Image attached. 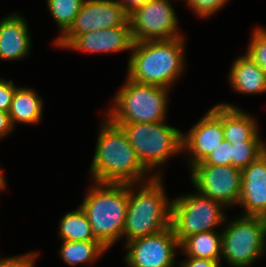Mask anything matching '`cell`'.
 <instances>
[{
	"label": "cell",
	"mask_w": 266,
	"mask_h": 267,
	"mask_svg": "<svg viewBox=\"0 0 266 267\" xmlns=\"http://www.w3.org/2000/svg\"><path fill=\"white\" fill-rule=\"evenodd\" d=\"M94 154L88 171L97 183H142L154 176L142 165L125 132L100 113Z\"/></svg>",
	"instance_id": "6da1fadb"
},
{
	"label": "cell",
	"mask_w": 266,
	"mask_h": 267,
	"mask_svg": "<svg viewBox=\"0 0 266 267\" xmlns=\"http://www.w3.org/2000/svg\"><path fill=\"white\" fill-rule=\"evenodd\" d=\"M185 37L134 42L127 57L126 76L139 83L171 90L186 73L188 42Z\"/></svg>",
	"instance_id": "7a4b0ae2"
},
{
	"label": "cell",
	"mask_w": 266,
	"mask_h": 267,
	"mask_svg": "<svg viewBox=\"0 0 266 267\" xmlns=\"http://www.w3.org/2000/svg\"><path fill=\"white\" fill-rule=\"evenodd\" d=\"M164 180L165 177H153L142 183L128 184L122 243L153 235L171 226L172 197L166 192Z\"/></svg>",
	"instance_id": "3957f363"
},
{
	"label": "cell",
	"mask_w": 266,
	"mask_h": 267,
	"mask_svg": "<svg viewBox=\"0 0 266 267\" xmlns=\"http://www.w3.org/2000/svg\"><path fill=\"white\" fill-rule=\"evenodd\" d=\"M87 187L79 205L87 215L95 238L109 251L122 241L128 209V184L90 181Z\"/></svg>",
	"instance_id": "277c9868"
},
{
	"label": "cell",
	"mask_w": 266,
	"mask_h": 267,
	"mask_svg": "<svg viewBox=\"0 0 266 267\" xmlns=\"http://www.w3.org/2000/svg\"><path fill=\"white\" fill-rule=\"evenodd\" d=\"M170 89L139 83L125 76L105 115L112 123H153L167 121ZM111 105V106H110Z\"/></svg>",
	"instance_id": "5b68a950"
},
{
	"label": "cell",
	"mask_w": 266,
	"mask_h": 267,
	"mask_svg": "<svg viewBox=\"0 0 266 267\" xmlns=\"http://www.w3.org/2000/svg\"><path fill=\"white\" fill-rule=\"evenodd\" d=\"M168 122L114 123L125 132L140 162L154 177H164L167 161L183 155V131Z\"/></svg>",
	"instance_id": "8992f818"
},
{
	"label": "cell",
	"mask_w": 266,
	"mask_h": 267,
	"mask_svg": "<svg viewBox=\"0 0 266 267\" xmlns=\"http://www.w3.org/2000/svg\"><path fill=\"white\" fill-rule=\"evenodd\" d=\"M221 233V267H254L266 257V218L228 215Z\"/></svg>",
	"instance_id": "52a82bcc"
},
{
	"label": "cell",
	"mask_w": 266,
	"mask_h": 267,
	"mask_svg": "<svg viewBox=\"0 0 266 267\" xmlns=\"http://www.w3.org/2000/svg\"><path fill=\"white\" fill-rule=\"evenodd\" d=\"M228 208L203 196L195 189L172 198L171 227L181 244L187 237L201 232L216 231L225 224Z\"/></svg>",
	"instance_id": "ba28073f"
},
{
	"label": "cell",
	"mask_w": 266,
	"mask_h": 267,
	"mask_svg": "<svg viewBox=\"0 0 266 267\" xmlns=\"http://www.w3.org/2000/svg\"><path fill=\"white\" fill-rule=\"evenodd\" d=\"M181 0H151L128 17L134 42L171 40L186 36L172 2Z\"/></svg>",
	"instance_id": "9c48e42d"
},
{
	"label": "cell",
	"mask_w": 266,
	"mask_h": 267,
	"mask_svg": "<svg viewBox=\"0 0 266 267\" xmlns=\"http://www.w3.org/2000/svg\"><path fill=\"white\" fill-rule=\"evenodd\" d=\"M188 171L192 188L198 193L221 203L229 210L238 207L242 185L239 168L232 165H208L202 161Z\"/></svg>",
	"instance_id": "30bf717a"
},
{
	"label": "cell",
	"mask_w": 266,
	"mask_h": 267,
	"mask_svg": "<svg viewBox=\"0 0 266 267\" xmlns=\"http://www.w3.org/2000/svg\"><path fill=\"white\" fill-rule=\"evenodd\" d=\"M122 245L126 267H177L180 244L171 226Z\"/></svg>",
	"instance_id": "8fae6325"
},
{
	"label": "cell",
	"mask_w": 266,
	"mask_h": 267,
	"mask_svg": "<svg viewBox=\"0 0 266 267\" xmlns=\"http://www.w3.org/2000/svg\"><path fill=\"white\" fill-rule=\"evenodd\" d=\"M128 17L118 0H85L73 24L52 47L63 50L76 36L122 26Z\"/></svg>",
	"instance_id": "7c38bea8"
},
{
	"label": "cell",
	"mask_w": 266,
	"mask_h": 267,
	"mask_svg": "<svg viewBox=\"0 0 266 267\" xmlns=\"http://www.w3.org/2000/svg\"><path fill=\"white\" fill-rule=\"evenodd\" d=\"M224 140L223 105L214 104L183 132V155L188 170L202 162Z\"/></svg>",
	"instance_id": "4fadbf2b"
},
{
	"label": "cell",
	"mask_w": 266,
	"mask_h": 267,
	"mask_svg": "<svg viewBox=\"0 0 266 267\" xmlns=\"http://www.w3.org/2000/svg\"><path fill=\"white\" fill-rule=\"evenodd\" d=\"M129 20L116 28L102 29L76 36L63 50L88 54L131 53L133 46Z\"/></svg>",
	"instance_id": "5bb4252c"
},
{
	"label": "cell",
	"mask_w": 266,
	"mask_h": 267,
	"mask_svg": "<svg viewBox=\"0 0 266 267\" xmlns=\"http://www.w3.org/2000/svg\"><path fill=\"white\" fill-rule=\"evenodd\" d=\"M241 179L238 214L266 218V151L241 170Z\"/></svg>",
	"instance_id": "9a60e30c"
},
{
	"label": "cell",
	"mask_w": 266,
	"mask_h": 267,
	"mask_svg": "<svg viewBox=\"0 0 266 267\" xmlns=\"http://www.w3.org/2000/svg\"><path fill=\"white\" fill-rule=\"evenodd\" d=\"M23 13L13 11L0 19V62L22 61L32 53L30 28Z\"/></svg>",
	"instance_id": "2e32d148"
},
{
	"label": "cell",
	"mask_w": 266,
	"mask_h": 267,
	"mask_svg": "<svg viewBox=\"0 0 266 267\" xmlns=\"http://www.w3.org/2000/svg\"><path fill=\"white\" fill-rule=\"evenodd\" d=\"M219 103L223 105L224 140L231 144L266 142L261 136L260 125H258L259 122L255 115L241 108V106H236L235 102L221 101Z\"/></svg>",
	"instance_id": "e0dca14e"
},
{
	"label": "cell",
	"mask_w": 266,
	"mask_h": 267,
	"mask_svg": "<svg viewBox=\"0 0 266 267\" xmlns=\"http://www.w3.org/2000/svg\"><path fill=\"white\" fill-rule=\"evenodd\" d=\"M233 59L227 74L228 86L232 92L242 95H263L266 93V72L246 53Z\"/></svg>",
	"instance_id": "ac0fdd59"
},
{
	"label": "cell",
	"mask_w": 266,
	"mask_h": 267,
	"mask_svg": "<svg viewBox=\"0 0 266 267\" xmlns=\"http://www.w3.org/2000/svg\"><path fill=\"white\" fill-rule=\"evenodd\" d=\"M44 99L33 87L18 86L12 96L9 115L13 127L39 125L44 116Z\"/></svg>",
	"instance_id": "d6986e66"
},
{
	"label": "cell",
	"mask_w": 266,
	"mask_h": 267,
	"mask_svg": "<svg viewBox=\"0 0 266 267\" xmlns=\"http://www.w3.org/2000/svg\"><path fill=\"white\" fill-rule=\"evenodd\" d=\"M180 255L203 258L221 263L222 233L217 231L201 232L187 237L180 244Z\"/></svg>",
	"instance_id": "ffe728a7"
},
{
	"label": "cell",
	"mask_w": 266,
	"mask_h": 267,
	"mask_svg": "<svg viewBox=\"0 0 266 267\" xmlns=\"http://www.w3.org/2000/svg\"><path fill=\"white\" fill-rule=\"evenodd\" d=\"M58 256L71 267L94 265L108 251L99 241H60Z\"/></svg>",
	"instance_id": "44dd1931"
},
{
	"label": "cell",
	"mask_w": 266,
	"mask_h": 267,
	"mask_svg": "<svg viewBox=\"0 0 266 267\" xmlns=\"http://www.w3.org/2000/svg\"><path fill=\"white\" fill-rule=\"evenodd\" d=\"M59 220L57 238L59 237L60 241H98L80 205L65 212Z\"/></svg>",
	"instance_id": "7402d4cb"
},
{
	"label": "cell",
	"mask_w": 266,
	"mask_h": 267,
	"mask_svg": "<svg viewBox=\"0 0 266 267\" xmlns=\"http://www.w3.org/2000/svg\"><path fill=\"white\" fill-rule=\"evenodd\" d=\"M85 0H46L47 10L53 18L58 34L51 42V45L60 38L73 24L74 19L81 10Z\"/></svg>",
	"instance_id": "603a6c76"
},
{
	"label": "cell",
	"mask_w": 266,
	"mask_h": 267,
	"mask_svg": "<svg viewBox=\"0 0 266 267\" xmlns=\"http://www.w3.org/2000/svg\"><path fill=\"white\" fill-rule=\"evenodd\" d=\"M266 151V142L232 144V166L243 170Z\"/></svg>",
	"instance_id": "cb8c5ba5"
},
{
	"label": "cell",
	"mask_w": 266,
	"mask_h": 267,
	"mask_svg": "<svg viewBox=\"0 0 266 267\" xmlns=\"http://www.w3.org/2000/svg\"><path fill=\"white\" fill-rule=\"evenodd\" d=\"M249 37V44L244 53L266 72V27L256 25Z\"/></svg>",
	"instance_id": "d4e9b609"
},
{
	"label": "cell",
	"mask_w": 266,
	"mask_h": 267,
	"mask_svg": "<svg viewBox=\"0 0 266 267\" xmlns=\"http://www.w3.org/2000/svg\"><path fill=\"white\" fill-rule=\"evenodd\" d=\"M189 12L199 20L208 19L215 16L226 7L230 0H181ZM223 8V9H222Z\"/></svg>",
	"instance_id": "484cf974"
},
{
	"label": "cell",
	"mask_w": 266,
	"mask_h": 267,
	"mask_svg": "<svg viewBox=\"0 0 266 267\" xmlns=\"http://www.w3.org/2000/svg\"><path fill=\"white\" fill-rule=\"evenodd\" d=\"M40 251H28L13 256H0V267H36L35 263L40 257Z\"/></svg>",
	"instance_id": "4316f807"
},
{
	"label": "cell",
	"mask_w": 266,
	"mask_h": 267,
	"mask_svg": "<svg viewBox=\"0 0 266 267\" xmlns=\"http://www.w3.org/2000/svg\"><path fill=\"white\" fill-rule=\"evenodd\" d=\"M203 162L216 166L232 165V144L223 140Z\"/></svg>",
	"instance_id": "83f0119b"
},
{
	"label": "cell",
	"mask_w": 266,
	"mask_h": 267,
	"mask_svg": "<svg viewBox=\"0 0 266 267\" xmlns=\"http://www.w3.org/2000/svg\"><path fill=\"white\" fill-rule=\"evenodd\" d=\"M18 86L11 79L0 77V111L9 112L12 96Z\"/></svg>",
	"instance_id": "f1b7e54d"
},
{
	"label": "cell",
	"mask_w": 266,
	"mask_h": 267,
	"mask_svg": "<svg viewBox=\"0 0 266 267\" xmlns=\"http://www.w3.org/2000/svg\"><path fill=\"white\" fill-rule=\"evenodd\" d=\"M177 267H221V263L209 259L185 257L178 259Z\"/></svg>",
	"instance_id": "f546056e"
},
{
	"label": "cell",
	"mask_w": 266,
	"mask_h": 267,
	"mask_svg": "<svg viewBox=\"0 0 266 267\" xmlns=\"http://www.w3.org/2000/svg\"><path fill=\"white\" fill-rule=\"evenodd\" d=\"M13 130L16 129L12 125L9 113L0 111V141L13 134Z\"/></svg>",
	"instance_id": "4dcf8cb0"
},
{
	"label": "cell",
	"mask_w": 266,
	"mask_h": 267,
	"mask_svg": "<svg viewBox=\"0 0 266 267\" xmlns=\"http://www.w3.org/2000/svg\"><path fill=\"white\" fill-rule=\"evenodd\" d=\"M124 11L130 15L134 10L151 0H118Z\"/></svg>",
	"instance_id": "1f68e13d"
},
{
	"label": "cell",
	"mask_w": 266,
	"mask_h": 267,
	"mask_svg": "<svg viewBox=\"0 0 266 267\" xmlns=\"http://www.w3.org/2000/svg\"><path fill=\"white\" fill-rule=\"evenodd\" d=\"M3 171L5 170H3L2 166L0 165V193L2 194V192H5L6 194V190L8 188V184H7L8 182Z\"/></svg>",
	"instance_id": "d6a6232c"
}]
</instances>
